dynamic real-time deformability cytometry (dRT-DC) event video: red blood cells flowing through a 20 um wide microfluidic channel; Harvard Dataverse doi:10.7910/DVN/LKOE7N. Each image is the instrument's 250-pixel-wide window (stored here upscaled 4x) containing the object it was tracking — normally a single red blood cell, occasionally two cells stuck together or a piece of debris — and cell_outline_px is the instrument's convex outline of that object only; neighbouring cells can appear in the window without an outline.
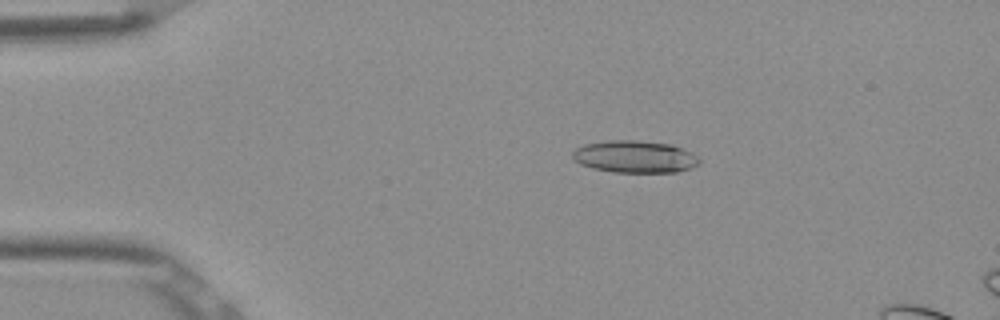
{"species": "Egyptian fruit bat (a non-hibernating species)", "species_latin": "Rousettus aegyptiacus", "temperature_condition": "room temperature", "stored_images_in_passage": 6, "camera_frame_rate_fps": 3000, "um_per_image_px": 0.085, "frame": {"image": 1, "passage_image": 3, "time_ms": 0.667, "image_size_px": [1000, 320], "cell_outline_px": [[700, 164], [692, 168], [676, 172], [612, 172], [592, 168], [580, 164], [572, 160], [572, 152], [576, 148], [584, 144], [608, 140], [636, 140], [672, 144], [692, 152], [700, 160]], "centroid_in_image_um": [53.95, 13.32], "position_along_channel_um": 31.1, "area_um2": 24.04}}
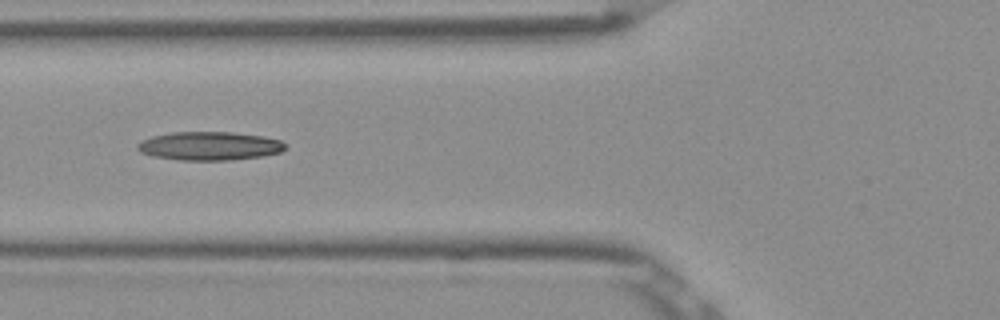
{"frame": {"image": 2, "passage_image": 6, "time_ms": 1.667, "image_size_px": [1000, 320], "cell_outline_px": [[284, 148], [280, 152], [260, 156], [232, 160], [180, 160], [152, 156], [140, 152], [136, 148], [136, 144], [152, 136], [172, 132], [232, 132], [264, 136], [280, 140], [284, 144]], "centroid_in_image_um": [17.77, 12.4], "position_along_channel_um": 108.0, "area_um2": 24.51}}